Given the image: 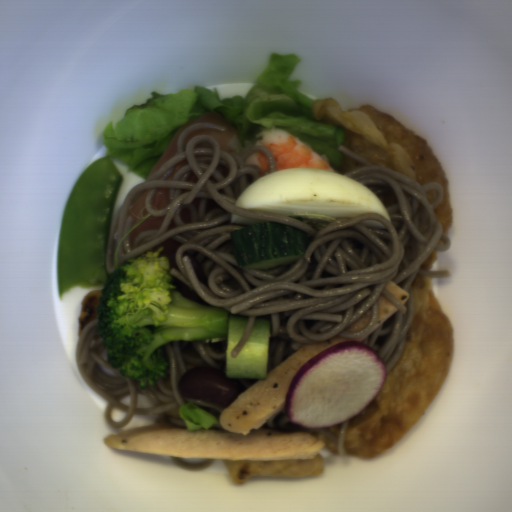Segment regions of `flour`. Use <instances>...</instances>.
<instances>
[{"label": "flour", "mask_w": 512, "mask_h": 512, "mask_svg": "<svg viewBox=\"0 0 512 512\" xmlns=\"http://www.w3.org/2000/svg\"><path fill=\"white\" fill-rule=\"evenodd\" d=\"M413 318L403 352L370 405L348 421L345 455L375 459L413 428L449 377L453 325L443 313L428 277L410 285Z\"/></svg>", "instance_id": "flour-1"}, {"label": "flour", "mask_w": 512, "mask_h": 512, "mask_svg": "<svg viewBox=\"0 0 512 512\" xmlns=\"http://www.w3.org/2000/svg\"><path fill=\"white\" fill-rule=\"evenodd\" d=\"M315 120L337 127L346 146L373 165L400 172L420 186L437 183L443 191L436 218L448 237L452 221L449 178L430 143L422 136L372 106L343 110L336 99L314 100Z\"/></svg>", "instance_id": "flour-2"}, {"label": "flour", "mask_w": 512, "mask_h": 512, "mask_svg": "<svg viewBox=\"0 0 512 512\" xmlns=\"http://www.w3.org/2000/svg\"><path fill=\"white\" fill-rule=\"evenodd\" d=\"M362 166L363 165H361L360 163H358L357 161H355L351 157H349V156H347V155L342 153V160H341L340 170H341L343 175L345 173L353 170V169L361 168Z\"/></svg>", "instance_id": "flour-3"}, {"label": "flour", "mask_w": 512, "mask_h": 512, "mask_svg": "<svg viewBox=\"0 0 512 512\" xmlns=\"http://www.w3.org/2000/svg\"><path fill=\"white\" fill-rule=\"evenodd\" d=\"M439 258V250H434L429 258H427L421 265L419 270L431 271L433 265Z\"/></svg>", "instance_id": "flour-4"}, {"label": "flour", "mask_w": 512, "mask_h": 512, "mask_svg": "<svg viewBox=\"0 0 512 512\" xmlns=\"http://www.w3.org/2000/svg\"><path fill=\"white\" fill-rule=\"evenodd\" d=\"M323 441L326 449H328L330 452L334 453L337 456L340 455L337 442H334L330 437L326 436L325 434Z\"/></svg>", "instance_id": "flour-5"}, {"label": "flour", "mask_w": 512, "mask_h": 512, "mask_svg": "<svg viewBox=\"0 0 512 512\" xmlns=\"http://www.w3.org/2000/svg\"><path fill=\"white\" fill-rule=\"evenodd\" d=\"M343 424V423H342ZM342 424H337L330 429V431L336 436V437H339V434H340V430H341V426Z\"/></svg>", "instance_id": "flour-6"}]
</instances>
